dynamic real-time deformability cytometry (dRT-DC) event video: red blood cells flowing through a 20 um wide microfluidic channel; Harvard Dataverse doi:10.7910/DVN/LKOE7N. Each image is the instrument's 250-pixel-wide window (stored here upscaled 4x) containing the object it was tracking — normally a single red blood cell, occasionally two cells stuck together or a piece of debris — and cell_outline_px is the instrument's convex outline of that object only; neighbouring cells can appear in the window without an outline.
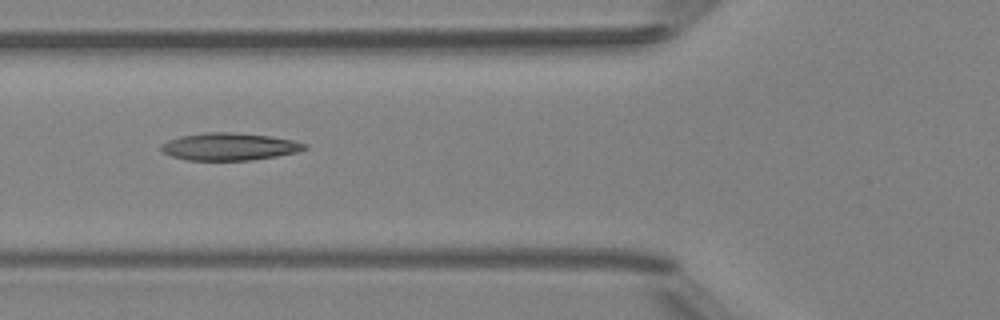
{"species": "Egyptian fruit bat (a non-hibernating species)", "species_latin": "Rousettus aegyptiacus", "temperature_condition": "room temperature", "stored_images_in_passage": 5, "camera_frame_rate_fps": 3000, "um_per_image_px": 0.085, "animal": {"sex": "female"}, "frame": {"image": 1, "passage_image": 4, "time_ms": 4.333, "image_size_px": [1000, 320], "cell_outline_px": [[308, 148], [296, 152], [276, 156], [248, 160], [188, 160], [172, 156], [164, 152], [160, 148], [160, 144], [168, 140], [180, 136], [204, 132], [228, 132], [268, 136], [292, 140], [308, 144]], "centroid_in_image_um": [19.47, 12.46], "position_along_channel_um": 106.3, "area_um2": 22.72}}
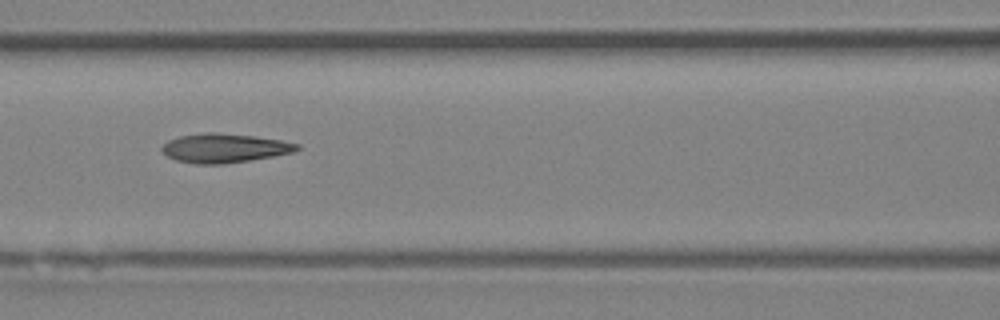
{"frame": {"image": 2, "passage_image": 5, "time_ms": 5.333, "image_size_px": [1000, 320], "cell_outline_px": [[300, 148], [296, 152], [248, 160], [220, 164], [196, 164], [176, 160], [168, 156], [160, 148], [168, 140], [180, 136], [204, 132], [216, 132], [256, 136], [280, 140], [300, 144]], "centroid_in_image_um": [19.09, 12.58], "position_along_channel_um": 147.5, "area_um2": 22.83}}